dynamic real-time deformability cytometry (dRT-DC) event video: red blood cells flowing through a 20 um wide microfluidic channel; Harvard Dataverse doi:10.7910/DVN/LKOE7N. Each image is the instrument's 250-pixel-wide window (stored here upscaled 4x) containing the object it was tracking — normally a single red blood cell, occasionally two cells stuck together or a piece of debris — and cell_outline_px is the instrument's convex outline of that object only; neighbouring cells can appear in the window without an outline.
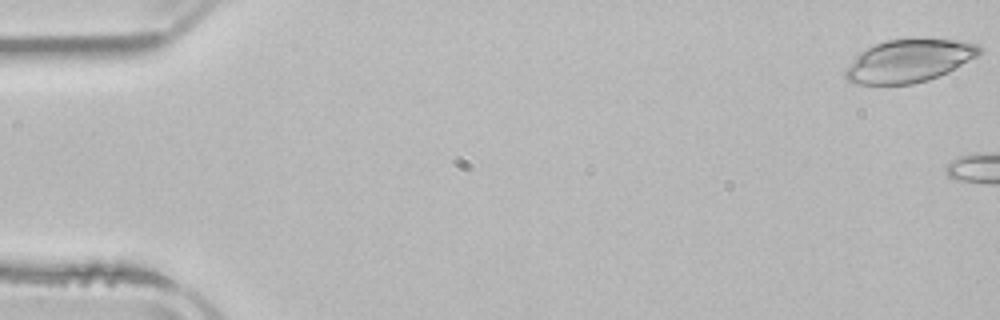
{"species": "common noctule bat (a hibernating species)", "species_latin": "Nyctalus noctula", "temperature_condition": "room temperature", "stored_images_in_passage": 2, "camera_frame_rate_fps": 3000, "um_per_image_px": 0.085, "animal": {"sex": "male", "body_mass_g": 21.5, "forearm_length_mm": 52.0}, "frame": {"image": 1, "passage_image": 1, "time_ms": 0.0, "image_size_px": [1000, 320], "cell_outline_px": [[984, 48], [976, 56], [948, 72], [928, 80], [912, 84], [856, 84], [848, 80], [844, 76], [844, 72], [856, 56], [860, 52], [876, 44], [888, 40], [916, 36], [952, 40], [980, 44]], "centroid_in_image_um": [77.29, 5.14], "position_along_channel_um": 7.7, "area_um2": 33.7}}